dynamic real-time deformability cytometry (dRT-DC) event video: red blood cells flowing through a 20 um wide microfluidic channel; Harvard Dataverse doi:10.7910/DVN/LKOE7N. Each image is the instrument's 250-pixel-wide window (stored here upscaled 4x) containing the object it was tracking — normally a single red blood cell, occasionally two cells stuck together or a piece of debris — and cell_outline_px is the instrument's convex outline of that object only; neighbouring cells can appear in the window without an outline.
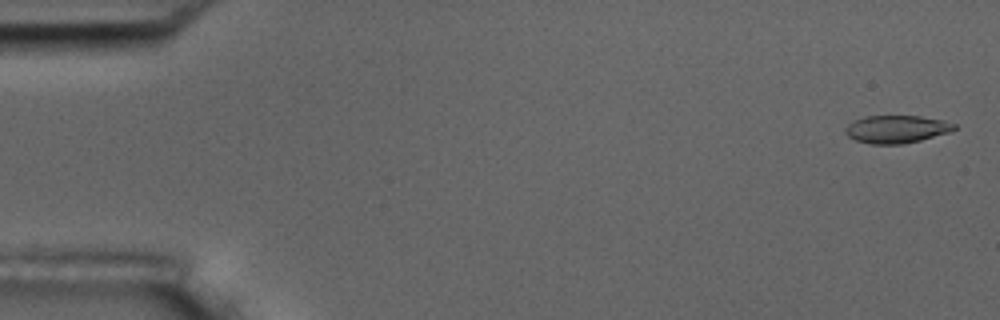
{"species": "common noctule bat (a hibernating species)", "species_latin": "Nyctalus noctula", "temperature_condition": "room temperature", "stored_images_in_passage": 56, "camera_frame_rate_fps": 3000, "um_per_image_px": 0.085, "animal": {"sex": "male", "body_mass_g": 17.5, "forearm_length_mm": 52.3}, "frame": {"image": 1, "passage_image": 2, "time_ms": 0.333, "image_size_px": [1000, 320], "cell_outline_px": [[956, 128], [948, 132], [920, 140], [904, 144], [872, 144], [856, 140], [848, 136], [844, 132], [844, 128], [848, 124], [864, 116], [920, 116], [944, 120], [956, 124]], "centroid_in_image_um": [76.19, 10.97], "position_along_channel_um": 8.8, "area_um2": 17.51}}
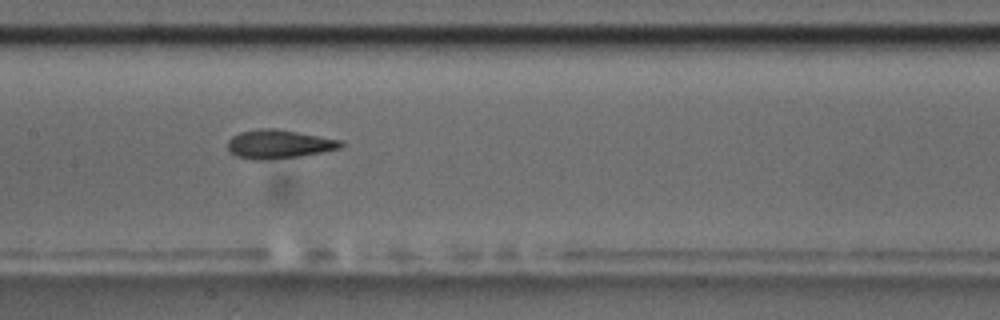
{"frame": {"image": 2, "passage_image": 28, "time_ms": 9.0, "image_size_px": [1000, 320], "cell_outline_px": [[344, 144], [340, 148], [300, 156], [268, 160], [252, 160], [236, 156], [228, 148], [228, 140], [232, 136], [240, 132], [260, 128], [276, 128], [340, 140]], "centroid_in_image_um": [23.66, 12.25], "position_along_channel_um": 183.7, "area_um2": 18.84}}
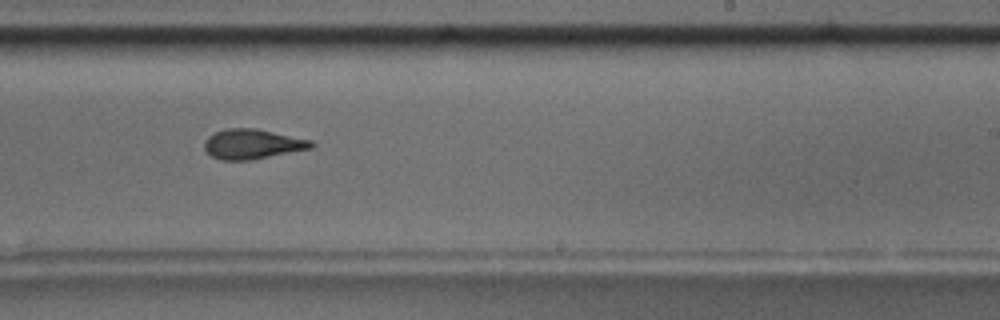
{"frame": {"image": 3, "passage_image": 35, "time_ms": 11.333, "image_size_px": [1000, 320], "cell_outline_px": [[316, 144], [312, 148], [252, 160], [220, 160], [212, 156], [204, 148], [204, 140], [208, 136], [216, 132], [228, 128], [256, 128], [312, 140]], "centroid_in_image_um": [21.47, 12.24], "position_along_channel_um": 267.5, "area_um2": 18.67}, "authors_computed_cell_mechanics": {"area_um2": 18.6694, "velocity_mm_per_s": 3.605, "shape_relaxation_time_tau1_ms": 4.6407, "shape_relaxation_time_tau2_ms": 2.9623, "deformation_change_tau1": 0.1635, "deformation_change_tau2": 0.1042}}